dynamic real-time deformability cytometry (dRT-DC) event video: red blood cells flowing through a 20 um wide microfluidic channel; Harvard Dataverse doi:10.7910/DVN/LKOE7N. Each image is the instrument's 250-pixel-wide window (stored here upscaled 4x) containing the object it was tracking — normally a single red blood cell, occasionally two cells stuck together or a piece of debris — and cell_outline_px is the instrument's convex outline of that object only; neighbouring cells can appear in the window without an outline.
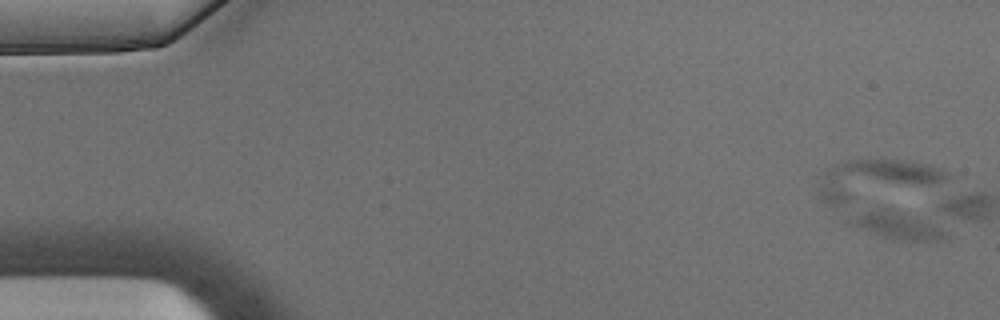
{"species": "Egyptian fruit bat (a non-hibernating species)", "species_latin": "Rousettus aegyptiacus", "temperature_condition": "warm", "stored_images_in_passage": 16, "camera_frame_rate_fps": 3000, "um_per_image_px": 0.085, "animal": {"sex": "male"}, "frame": {"image": 1, "passage_image": 1, "time_ms": 0.0, "image_size_px": [1000, 320], "cell_outline_px": [[948, 236], [936, 240], [892, 240], [880, 236], [848, 224], [848, 216], [880, 208], [892, 208], [920, 220], [944, 232]], "centroid_in_image_um": [76.07, 19.16], "position_along_channel_um": 8.9, "area_um2": 14.45}}
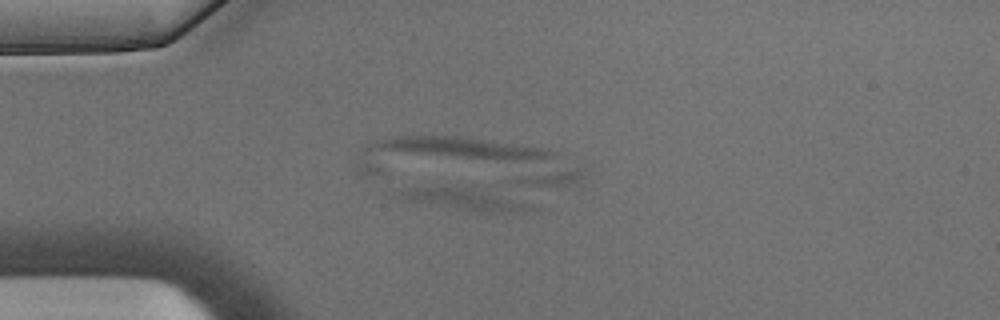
{"frame": {"image": 2, "passage_image": 14, "time_ms": 4.333, "image_size_px": [1000, 320], "cell_outline_px": [[536, 208], [520, 212], [476, 212], [408, 200], [392, 196], [392, 188], [452, 184], [476, 184], [532, 204]], "centroid_in_image_um": [39.39, 16.82], "position_along_channel_um": 45.6, "area_um2": 18.79}}